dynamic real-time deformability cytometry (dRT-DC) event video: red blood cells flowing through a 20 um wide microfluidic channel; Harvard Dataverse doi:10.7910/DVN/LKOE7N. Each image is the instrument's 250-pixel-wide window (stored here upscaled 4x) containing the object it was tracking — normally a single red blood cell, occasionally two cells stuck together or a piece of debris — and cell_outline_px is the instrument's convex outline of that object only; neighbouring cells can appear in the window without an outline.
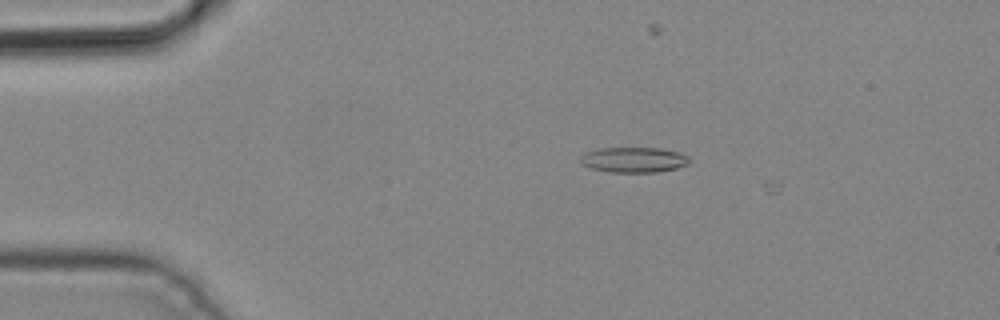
{"species": "common noctule bat (a hibernating species)", "species_latin": "Nyctalus noctula", "temperature_condition": "cold", "stored_images_in_passage": 4, "camera_frame_rate_fps": 3000, "um_per_image_px": 0.085, "animal": {"sex": "male", "body_mass_g": 19.2, "forearm_length_mm": 51.8}, "frame": {"image": 1, "passage_image": 1, "time_ms": 0.0, "image_size_px": [1000, 320], "cell_outline_px": [[692, 160], [688, 164], [676, 168], [656, 172], [612, 172], [592, 168], [580, 164], [580, 156], [584, 152], [600, 148], [660, 148], [680, 152], [688, 156]], "centroid_in_image_um": [53.87, 13.57], "position_along_channel_um": 31.1, "area_um2": 16.18}}